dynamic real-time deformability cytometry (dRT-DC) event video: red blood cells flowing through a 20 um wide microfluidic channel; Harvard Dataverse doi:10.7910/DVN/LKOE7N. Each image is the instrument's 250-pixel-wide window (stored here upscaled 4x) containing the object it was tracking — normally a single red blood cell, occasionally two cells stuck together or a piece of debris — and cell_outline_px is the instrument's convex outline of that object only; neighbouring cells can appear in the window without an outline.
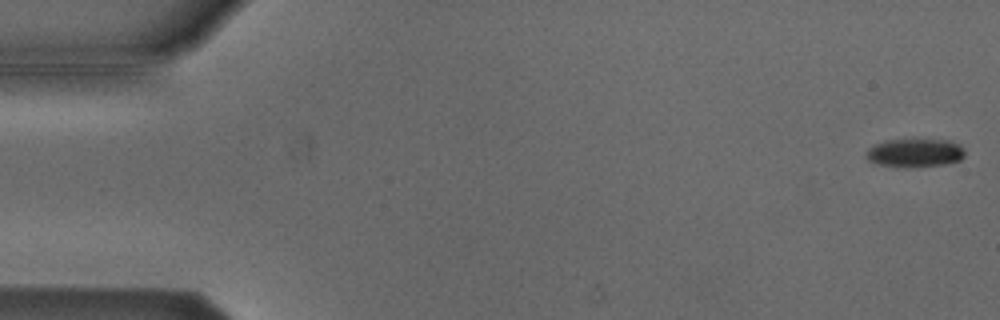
{"species": "Egyptian fruit bat (a non-hibernating species)", "species_latin": "Rousettus aegyptiacus", "temperature_condition": "cold", "stored_images_in_passage": 4, "camera_frame_rate_fps": 3000, "um_per_image_px": 0.085, "animal": {"sex": "male"}, "frame": {"image": 1, "passage_image": 1, "time_ms": 0.0, "image_size_px": [1000, 320], "cell_outline_px": [[964, 156], [960, 160], [944, 164], [908, 168], [896, 168], [876, 164], [868, 160], [864, 156], [868, 148], [876, 144], [888, 140], [948, 140], [964, 148]], "centroid_in_image_um": [77.71, 13.02], "position_along_channel_um": 7.3, "area_um2": 16.47}}